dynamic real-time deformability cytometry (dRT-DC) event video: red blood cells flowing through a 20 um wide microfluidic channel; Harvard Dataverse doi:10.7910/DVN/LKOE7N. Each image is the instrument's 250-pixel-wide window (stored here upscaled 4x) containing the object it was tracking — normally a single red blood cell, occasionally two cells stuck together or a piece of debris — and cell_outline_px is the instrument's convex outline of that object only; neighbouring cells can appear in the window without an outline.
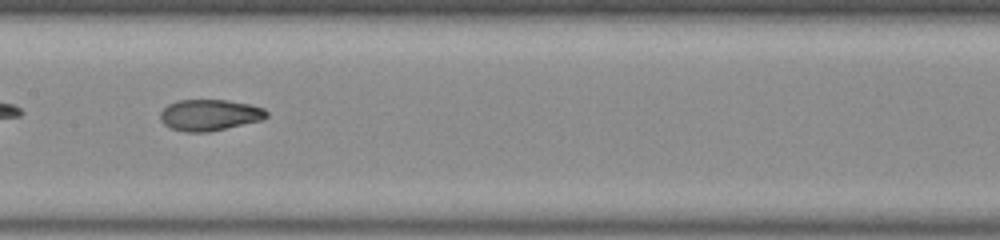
{"species": "common noctule bat (a hibernating species)", "species_latin": "Nyctalus noctula", "temperature_condition": "room temperature", "stored_images_in_passage": 36, "camera_frame_rate_fps": 3000, "um_per_image_px": 0.085, "animal": {"sex": "male", "body_mass_g": 20.0, "forearm_length_mm": 53.3}, "frame": {"image": 1, "passage_image": 11, "time_ms": 3.333, "image_size_px": [1000, 240], "cell_outline_px": [[268, 116], [264, 120], [208, 132], [184, 132], [172, 128], [164, 124], [160, 120], [160, 112], [168, 104], [176, 100], [228, 100], [252, 104], [264, 108], [268, 112]], "centroid_in_image_um": [17.84, 9.77], "position_along_channel_um": 189.6, "area_um2": 19.59}, "authors_computed_cell_mechanics": {"area_um2": 19.9699, "velocity_mm_per_s": 3.8788, "shape_relaxation_time_tau1_ms": 4.7744, "shape_relaxation_time_tau2_ms": 0.918, "deformation_change_tau1": 0.1862, "deformation_change_tau2": 0.0482}}